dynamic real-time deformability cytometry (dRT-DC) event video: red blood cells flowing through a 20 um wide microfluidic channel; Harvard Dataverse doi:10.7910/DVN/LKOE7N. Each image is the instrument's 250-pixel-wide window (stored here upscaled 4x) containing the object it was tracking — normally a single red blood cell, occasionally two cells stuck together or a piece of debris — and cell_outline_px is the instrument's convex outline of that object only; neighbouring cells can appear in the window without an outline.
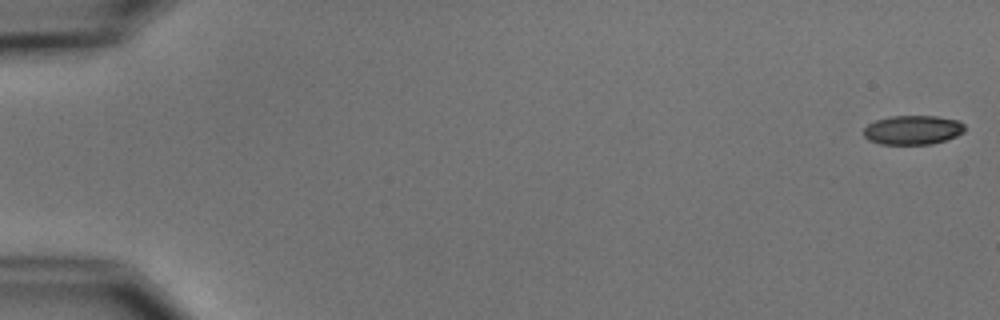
{"species": "common noctule bat (a hibernating species)", "species_latin": "Nyctalus noctula", "temperature_condition": "cold", "stored_images_in_passage": 5, "camera_frame_rate_fps": 3000, "um_per_image_px": 0.085, "animal": {"sex": "male", "body_mass_g": 15.6}, "frame": {"image": 1, "passage_image": 1, "time_ms": 0.0, "image_size_px": [1000, 320], "cell_outline_px": [[964, 132], [956, 136], [932, 144], [880, 144], [868, 140], [864, 136], [864, 128], [868, 124], [876, 120], [892, 116], [936, 116], [960, 120], [964, 124]], "centroid_in_image_um": [77.59, 11.04], "position_along_channel_um": 7.4, "area_um2": 17.22}}
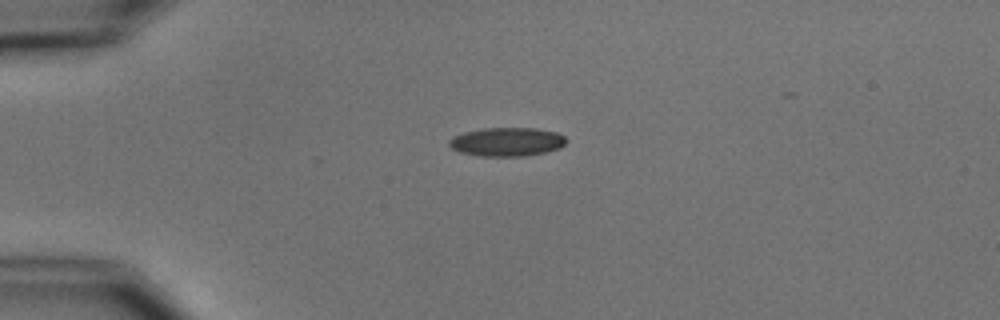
{"frame": {"image": 2, "passage_image": 4, "time_ms": 4.333, "image_size_px": [1000, 320], "cell_outline_px": [[568, 140], [560, 148], [544, 152], [524, 156], [480, 156], [460, 152], [452, 148], [448, 144], [448, 140], [452, 136], [464, 132], [484, 128], [536, 128], [556, 132], [564, 136]], "centroid_in_image_um": [43.07, 12.05], "position_along_channel_um": 41.9, "area_um2": 19.65}}